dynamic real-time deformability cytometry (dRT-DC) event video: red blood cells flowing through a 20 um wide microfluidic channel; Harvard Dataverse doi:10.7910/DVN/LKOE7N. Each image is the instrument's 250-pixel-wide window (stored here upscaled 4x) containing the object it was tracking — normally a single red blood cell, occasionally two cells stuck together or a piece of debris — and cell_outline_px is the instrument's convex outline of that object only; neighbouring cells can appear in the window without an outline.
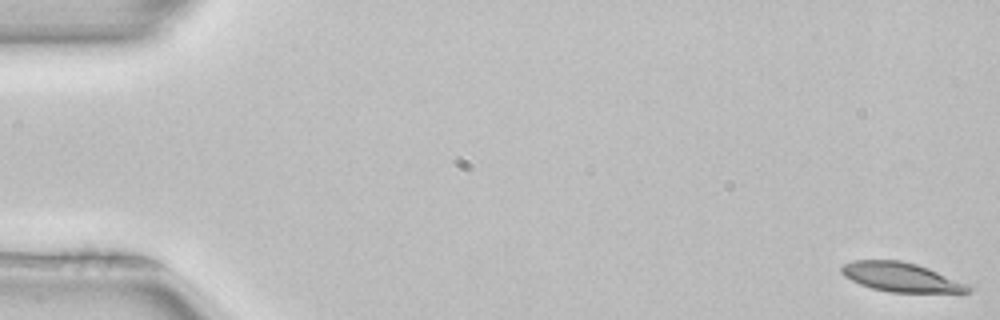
{"species": "common noctule bat (a hibernating species)", "species_latin": "Nyctalus noctula", "temperature_condition": "room temperature", "stored_images_in_passage": 52, "camera_frame_rate_fps": 3000, "um_per_image_px": 0.085, "animal": {"sex": "female", "body_mass_g": 22.7, "forearm_length_mm": 54.2}, "frame": {"image": 1, "passage_image": 1, "time_ms": 0.0, "image_size_px": [1000, 320], "cell_outline_px": [[976, 288], [972, 292], [888, 292], [872, 288], [860, 284], [844, 276], [840, 272], [840, 268], [844, 264], [852, 260], [900, 260], [916, 264], [928, 268], [972, 284]], "centroid_in_image_um": [76.66, 23.56], "position_along_channel_um": 8.3, "area_um2": 21.85}}
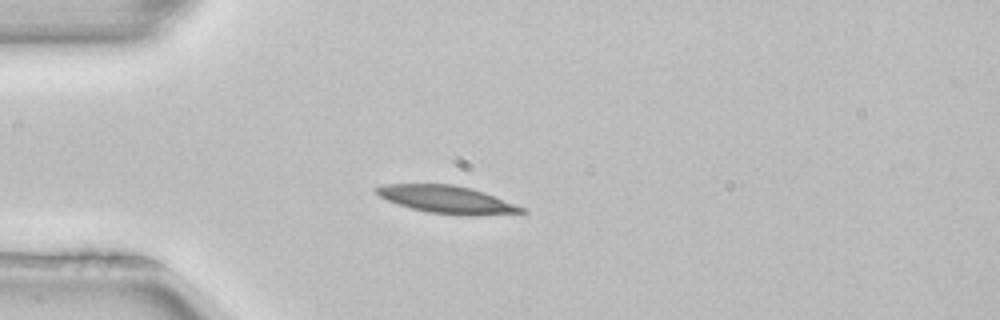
{"frame": {"image": 2, "passage_image": 14, "time_ms": 4.333, "image_size_px": [1000, 320], "cell_outline_px": [[528, 212], [472, 216], [464, 216], [428, 212], [412, 208], [388, 200], [380, 196], [372, 188], [384, 184], [452, 184], [472, 188], [484, 192], [524, 208]], "centroid_in_image_um": [37.99, 16.96], "position_along_channel_um": 47.0, "area_um2": 23.18}}
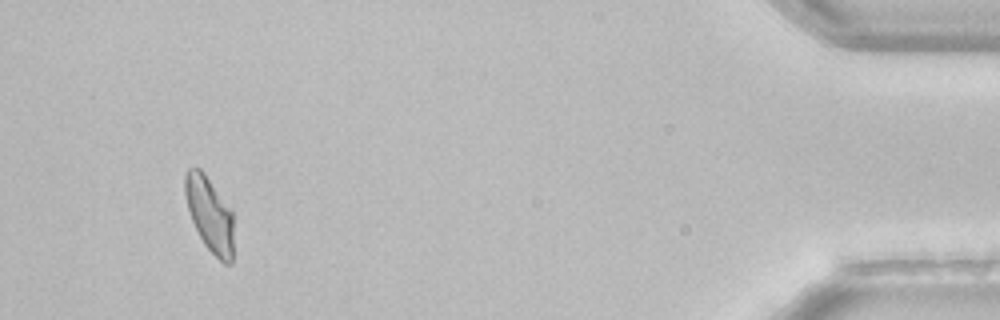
{"frame": {"image": 3, "passage_image": 49, "time_ms": 16.0, "image_size_px": [1000, 320], "cell_outline_px": [[232, 264], [224, 264], [204, 244], [192, 220], [188, 208], [184, 192], [184, 176], [188, 168], [200, 168], [204, 172], [232, 208]], "centroid_in_image_um": [17.82, 18.17], "position_along_channel_um": 417.4, "area_um2": 21.15}, "authors_computed_cell_mechanics": {"area_um2": 22.5709, "velocity_mm_per_s": 3.9526, "shape_relaxation_time_tau1_ms": 5.5712, "shape_relaxation_time_tau2_ms": null, "deformation_change_tau1": 0.1977, "deformation_change_tau2": null}}